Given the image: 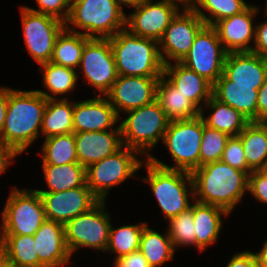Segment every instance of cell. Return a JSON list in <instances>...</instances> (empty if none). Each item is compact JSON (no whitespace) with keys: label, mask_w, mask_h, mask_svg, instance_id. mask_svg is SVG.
I'll use <instances>...</instances> for the list:
<instances>
[{"label":"cell","mask_w":267,"mask_h":267,"mask_svg":"<svg viewBox=\"0 0 267 267\" xmlns=\"http://www.w3.org/2000/svg\"><path fill=\"white\" fill-rule=\"evenodd\" d=\"M163 1H169V2H173L175 4H180L183 5V9H186V8H190L191 7V4H192V0H163ZM180 2V3H179Z\"/></svg>","instance_id":"816d5d0a"},{"label":"cell","mask_w":267,"mask_h":267,"mask_svg":"<svg viewBox=\"0 0 267 267\" xmlns=\"http://www.w3.org/2000/svg\"><path fill=\"white\" fill-rule=\"evenodd\" d=\"M0 267H17L15 264L7 261L1 254H0Z\"/></svg>","instance_id":"f5cc1de1"},{"label":"cell","mask_w":267,"mask_h":267,"mask_svg":"<svg viewBox=\"0 0 267 267\" xmlns=\"http://www.w3.org/2000/svg\"><path fill=\"white\" fill-rule=\"evenodd\" d=\"M227 54L216 30L212 26L205 25L180 62L214 84L223 74Z\"/></svg>","instance_id":"7c38bea8"},{"label":"cell","mask_w":267,"mask_h":267,"mask_svg":"<svg viewBox=\"0 0 267 267\" xmlns=\"http://www.w3.org/2000/svg\"><path fill=\"white\" fill-rule=\"evenodd\" d=\"M39 262L44 267H61L69 263L71 254L65 241V227L46 219L33 235Z\"/></svg>","instance_id":"44dd1931"},{"label":"cell","mask_w":267,"mask_h":267,"mask_svg":"<svg viewBox=\"0 0 267 267\" xmlns=\"http://www.w3.org/2000/svg\"><path fill=\"white\" fill-rule=\"evenodd\" d=\"M226 267H260L256 253L244 251L235 253Z\"/></svg>","instance_id":"ee69618b"},{"label":"cell","mask_w":267,"mask_h":267,"mask_svg":"<svg viewBox=\"0 0 267 267\" xmlns=\"http://www.w3.org/2000/svg\"><path fill=\"white\" fill-rule=\"evenodd\" d=\"M202 106L205 109L210 108L213 111L211 115L205 117L203 110H200V116L204 124L209 128L219 130L229 136H238L251 122L241 112L237 111L228 104L220 102L214 96H212Z\"/></svg>","instance_id":"83f0119b"},{"label":"cell","mask_w":267,"mask_h":267,"mask_svg":"<svg viewBox=\"0 0 267 267\" xmlns=\"http://www.w3.org/2000/svg\"><path fill=\"white\" fill-rule=\"evenodd\" d=\"M23 37L30 56L40 65L50 62L54 44L65 28L61 20L21 6Z\"/></svg>","instance_id":"8fae6325"},{"label":"cell","mask_w":267,"mask_h":267,"mask_svg":"<svg viewBox=\"0 0 267 267\" xmlns=\"http://www.w3.org/2000/svg\"><path fill=\"white\" fill-rule=\"evenodd\" d=\"M122 8L123 6H136L143 0H115Z\"/></svg>","instance_id":"f907efd6"},{"label":"cell","mask_w":267,"mask_h":267,"mask_svg":"<svg viewBox=\"0 0 267 267\" xmlns=\"http://www.w3.org/2000/svg\"><path fill=\"white\" fill-rule=\"evenodd\" d=\"M47 99L38 90L20 91L8 88V105L0 142L19 154L33 143L41 131Z\"/></svg>","instance_id":"7a4b0ae2"},{"label":"cell","mask_w":267,"mask_h":267,"mask_svg":"<svg viewBox=\"0 0 267 267\" xmlns=\"http://www.w3.org/2000/svg\"><path fill=\"white\" fill-rule=\"evenodd\" d=\"M47 99L43 113L41 133L45 138L74 133L73 103L66 98H58L38 90Z\"/></svg>","instance_id":"4316f807"},{"label":"cell","mask_w":267,"mask_h":267,"mask_svg":"<svg viewBox=\"0 0 267 267\" xmlns=\"http://www.w3.org/2000/svg\"><path fill=\"white\" fill-rule=\"evenodd\" d=\"M143 0L134 6V13L126 16V29L139 37L159 41L171 20L180 9L169 1Z\"/></svg>","instance_id":"9a60e30c"},{"label":"cell","mask_w":267,"mask_h":267,"mask_svg":"<svg viewBox=\"0 0 267 267\" xmlns=\"http://www.w3.org/2000/svg\"><path fill=\"white\" fill-rule=\"evenodd\" d=\"M110 39L118 75L161 77L164 64L158 41L139 37L126 28Z\"/></svg>","instance_id":"3957f363"},{"label":"cell","mask_w":267,"mask_h":267,"mask_svg":"<svg viewBox=\"0 0 267 267\" xmlns=\"http://www.w3.org/2000/svg\"><path fill=\"white\" fill-rule=\"evenodd\" d=\"M259 8L249 5L244 11L216 22L212 27L216 30L225 50L230 52H251V41L255 40L253 18Z\"/></svg>","instance_id":"ac0fdd59"},{"label":"cell","mask_w":267,"mask_h":267,"mask_svg":"<svg viewBox=\"0 0 267 267\" xmlns=\"http://www.w3.org/2000/svg\"><path fill=\"white\" fill-rule=\"evenodd\" d=\"M8 105V87H0V135L2 133Z\"/></svg>","instance_id":"c3c4849f"},{"label":"cell","mask_w":267,"mask_h":267,"mask_svg":"<svg viewBox=\"0 0 267 267\" xmlns=\"http://www.w3.org/2000/svg\"><path fill=\"white\" fill-rule=\"evenodd\" d=\"M257 122H267V77L258 89Z\"/></svg>","instance_id":"bcb514c9"},{"label":"cell","mask_w":267,"mask_h":267,"mask_svg":"<svg viewBox=\"0 0 267 267\" xmlns=\"http://www.w3.org/2000/svg\"><path fill=\"white\" fill-rule=\"evenodd\" d=\"M36 252L33 235H0V254L17 267H44Z\"/></svg>","instance_id":"f546056e"},{"label":"cell","mask_w":267,"mask_h":267,"mask_svg":"<svg viewBox=\"0 0 267 267\" xmlns=\"http://www.w3.org/2000/svg\"><path fill=\"white\" fill-rule=\"evenodd\" d=\"M205 25L202 18L191 8L183 9L182 13L178 12L158 41L163 64L170 63V60L180 62L189 52L198 32Z\"/></svg>","instance_id":"5bb4252c"},{"label":"cell","mask_w":267,"mask_h":267,"mask_svg":"<svg viewBox=\"0 0 267 267\" xmlns=\"http://www.w3.org/2000/svg\"><path fill=\"white\" fill-rule=\"evenodd\" d=\"M223 74L231 85L262 86L267 77V58L253 52H230Z\"/></svg>","instance_id":"7402d4cb"},{"label":"cell","mask_w":267,"mask_h":267,"mask_svg":"<svg viewBox=\"0 0 267 267\" xmlns=\"http://www.w3.org/2000/svg\"><path fill=\"white\" fill-rule=\"evenodd\" d=\"M253 46L251 52L267 58V21L255 25V40Z\"/></svg>","instance_id":"7bdbcfd3"},{"label":"cell","mask_w":267,"mask_h":267,"mask_svg":"<svg viewBox=\"0 0 267 267\" xmlns=\"http://www.w3.org/2000/svg\"><path fill=\"white\" fill-rule=\"evenodd\" d=\"M105 209V201H100L90 211L76 216L64 225L65 241L70 254L80 247L106 252L112 224Z\"/></svg>","instance_id":"30bf717a"},{"label":"cell","mask_w":267,"mask_h":267,"mask_svg":"<svg viewBox=\"0 0 267 267\" xmlns=\"http://www.w3.org/2000/svg\"><path fill=\"white\" fill-rule=\"evenodd\" d=\"M127 113V118L119 124L122 144L140 155L145 153L149 159L152 154L147 150L154 148L160 139L163 141L170 120L156 100Z\"/></svg>","instance_id":"8992f818"},{"label":"cell","mask_w":267,"mask_h":267,"mask_svg":"<svg viewBox=\"0 0 267 267\" xmlns=\"http://www.w3.org/2000/svg\"><path fill=\"white\" fill-rule=\"evenodd\" d=\"M248 192H250L257 201L267 204L266 170H254L249 174Z\"/></svg>","instance_id":"b9f144b4"},{"label":"cell","mask_w":267,"mask_h":267,"mask_svg":"<svg viewBox=\"0 0 267 267\" xmlns=\"http://www.w3.org/2000/svg\"><path fill=\"white\" fill-rule=\"evenodd\" d=\"M221 160L238 170L246 172L248 175L252 172L247 166L243 145L239 136H230Z\"/></svg>","instance_id":"ab89813d"},{"label":"cell","mask_w":267,"mask_h":267,"mask_svg":"<svg viewBox=\"0 0 267 267\" xmlns=\"http://www.w3.org/2000/svg\"><path fill=\"white\" fill-rule=\"evenodd\" d=\"M41 151L42 165L78 163L74 133L45 138Z\"/></svg>","instance_id":"836d02e7"},{"label":"cell","mask_w":267,"mask_h":267,"mask_svg":"<svg viewBox=\"0 0 267 267\" xmlns=\"http://www.w3.org/2000/svg\"><path fill=\"white\" fill-rule=\"evenodd\" d=\"M229 138L228 134L204 125L200 146V167L220 161Z\"/></svg>","instance_id":"f35d334b"},{"label":"cell","mask_w":267,"mask_h":267,"mask_svg":"<svg viewBox=\"0 0 267 267\" xmlns=\"http://www.w3.org/2000/svg\"><path fill=\"white\" fill-rule=\"evenodd\" d=\"M192 204L195 225V247L201 252L217 242L221 231V215L227 217L229 213L217 206L203 204L197 201Z\"/></svg>","instance_id":"d4e9b609"},{"label":"cell","mask_w":267,"mask_h":267,"mask_svg":"<svg viewBox=\"0 0 267 267\" xmlns=\"http://www.w3.org/2000/svg\"><path fill=\"white\" fill-rule=\"evenodd\" d=\"M146 224L125 225L116 229L111 225L106 251L116 254L114 262L139 250L141 235Z\"/></svg>","instance_id":"d590c367"},{"label":"cell","mask_w":267,"mask_h":267,"mask_svg":"<svg viewBox=\"0 0 267 267\" xmlns=\"http://www.w3.org/2000/svg\"><path fill=\"white\" fill-rule=\"evenodd\" d=\"M159 78L119 75L105 97L120 117V112L124 113L153 103L156 100Z\"/></svg>","instance_id":"2e32d148"},{"label":"cell","mask_w":267,"mask_h":267,"mask_svg":"<svg viewBox=\"0 0 267 267\" xmlns=\"http://www.w3.org/2000/svg\"><path fill=\"white\" fill-rule=\"evenodd\" d=\"M46 219L37 189L19 190L14 187L2 211L0 235H34Z\"/></svg>","instance_id":"ba28073f"},{"label":"cell","mask_w":267,"mask_h":267,"mask_svg":"<svg viewBox=\"0 0 267 267\" xmlns=\"http://www.w3.org/2000/svg\"><path fill=\"white\" fill-rule=\"evenodd\" d=\"M40 71L43 72L45 88L53 95H63L76 88L78 73L72 68L56 65L50 61L41 64Z\"/></svg>","instance_id":"8d00e7d4"},{"label":"cell","mask_w":267,"mask_h":267,"mask_svg":"<svg viewBox=\"0 0 267 267\" xmlns=\"http://www.w3.org/2000/svg\"><path fill=\"white\" fill-rule=\"evenodd\" d=\"M261 86L231 85L222 74L213 84V96L241 112L250 121L257 122V97Z\"/></svg>","instance_id":"cb8c5ba5"},{"label":"cell","mask_w":267,"mask_h":267,"mask_svg":"<svg viewBox=\"0 0 267 267\" xmlns=\"http://www.w3.org/2000/svg\"><path fill=\"white\" fill-rule=\"evenodd\" d=\"M191 176L194 201L220 207L229 214L248 192L249 175L222 160L198 167Z\"/></svg>","instance_id":"6da1fadb"},{"label":"cell","mask_w":267,"mask_h":267,"mask_svg":"<svg viewBox=\"0 0 267 267\" xmlns=\"http://www.w3.org/2000/svg\"><path fill=\"white\" fill-rule=\"evenodd\" d=\"M169 226L166 232L174 245V248L180 246H195V225L191 207L182 211L179 215L168 220Z\"/></svg>","instance_id":"74e56055"},{"label":"cell","mask_w":267,"mask_h":267,"mask_svg":"<svg viewBox=\"0 0 267 267\" xmlns=\"http://www.w3.org/2000/svg\"><path fill=\"white\" fill-rule=\"evenodd\" d=\"M43 172L48 191L37 190V192H59L87 186L86 168L79 163H68L61 166L43 165Z\"/></svg>","instance_id":"1f68e13d"},{"label":"cell","mask_w":267,"mask_h":267,"mask_svg":"<svg viewBox=\"0 0 267 267\" xmlns=\"http://www.w3.org/2000/svg\"><path fill=\"white\" fill-rule=\"evenodd\" d=\"M38 9L27 7L28 9L55 17L62 22H66L70 13V6L66 0H36Z\"/></svg>","instance_id":"60d3db41"},{"label":"cell","mask_w":267,"mask_h":267,"mask_svg":"<svg viewBox=\"0 0 267 267\" xmlns=\"http://www.w3.org/2000/svg\"><path fill=\"white\" fill-rule=\"evenodd\" d=\"M241 139L247 166L252 170L267 167V122L251 121L238 135Z\"/></svg>","instance_id":"f1b7e54d"},{"label":"cell","mask_w":267,"mask_h":267,"mask_svg":"<svg viewBox=\"0 0 267 267\" xmlns=\"http://www.w3.org/2000/svg\"><path fill=\"white\" fill-rule=\"evenodd\" d=\"M19 153L10 145L0 142V174L11 165L12 159H14Z\"/></svg>","instance_id":"7dc6e473"},{"label":"cell","mask_w":267,"mask_h":267,"mask_svg":"<svg viewBox=\"0 0 267 267\" xmlns=\"http://www.w3.org/2000/svg\"><path fill=\"white\" fill-rule=\"evenodd\" d=\"M162 75L156 88V101L161 105L170 121L187 120L200 116V109L184 96L167 78Z\"/></svg>","instance_id":"484cf974"},{"label":"cell","mask_w":267,"mask_h":267,"mask_svg":"<svg viewBox=\"0 0 267 267\" xmlns=\"http://www.w3.org/2000/svg\"><path fill=\"white\" fill-rule=\"evenodd\" d=\"M137 151L122 146L118 151L86 168V185L100 200L105 201L109 189L133 177L145 163Z\"/></svg>","instance_id":"9c48e42d"},{"label":"cell","mask_w":267,"mask_h":267,"mask_svg":"<svg viewBox=\"0 0 267 267\" xmlns=\"http://www.w3.org/2000/svg\"><path fill=\"white\" fill-rule=\"evenodd\" d=\"M126 16L115 0H81L70 7L65 28L73 24L86 37L109 39L125 29Z\"/></svg>","instance_id":"5b68a950"},{"label":"cell","mask_w":267,"mask_h":267,"mask_svg":"<svg viewBox=\"0 0 267 267\" xmlns=\"http://www.w3.org/2000/svg\"><path fill=\"white\" fill-rule=\"evenodd\" d=\"M74 138L78 163L85 168L123 146L120 126L104 131L75 132Z\"/></svg>","instance_id":"d6986e66"},{"label":"cell","mask_w":267,"mask_h":267,"mask_svg":"<svg viewBox=\"0 0 267 267\" xmlns=\"http://www.w3.org/2000/svg\"><path fill=\"white\" fill-rule=\"evenodd\" d=\"M248 6L244 0H192L190 8L207 26H213L222 19L241 13ZM205 11L209 12L210 16H207Z\"/></svg>","instance_id":"e575fe53"},{"label":"cell","mask_w":267,"mask_h":267,"mask_svg":"<svg viewBox=\"0 0 267 267\" xmlns=\"http://www.w3.org/2000/svg\"><path fill=\"white\" fill-rule=\"evenodd\" d=\"M204 125L201 116L170 121L164 134L163 143L167 146L175 164L169 166L155 156H151L149 159L160 167L191 173L200 167V146Z\"/></svg>","instance_id":"52a82bcc"},{"label":"cell","mask_w":267,"mask_h":267,"mask_svg":"<svg viewBox=\"0 0 267 267\" xmlns=\"http://www.w3.org/2000/svg\"><path fill=\"white\" fill-rule=\"evenodd\" d=\"M79 68L88 84L100 91L98 96H105L119 76L110 39L91 38L85 44Z\"/></svg>","instance_id":"4fadbf2b"},{"label":"cell","mask_w":267,"mask_h":267,"mask_svg":"<svg viewBox=\"0 0 267 267\" xmlns=\"http://www.w3.org/2000/svg\"><path fill=\"white\" fill-rule=\"evenodd\" d=\"M114 267H150L143 254L138 250L113 263Z\"/></svg>","instance_id":"f6af8a7d"},{"label":"cell","mask_w":267,"mask_h":267,"mask_svg":"<svg viewBox=\"0 0 267 267\" xmlns=\"http://www.w3.org/2000/svg\"><path fill=\"white\" fill-rule=\"evenodd\" d=\"M90 39L73 27L64 28L55 41L51 62L74 70L79 68L83 49Z\"/></svg>","instance_id":"4dcf8cb0"},{"label":"cell","mask_w":267,"mask_h":267,"mask_svg":"<svg viewBox=\"0 0 267 267\" xmlns=\"http://www.w3.org/2000/svg\"><path fill=\"white\" fill-rule=\"evenodd\" d=\"M73 102V128L75 132L104 131L114 128L119 117L109 100L98 96Z\"/></svg>","instance_id":"ffe728a7"},{"label":"cell","mask_w":267,"mask_h":267,"mask_svg":"<svg viewBox=\"0 0 267 267\" xmlns=\"http://www.w3.org/2000/svg\"><path fill=\"white\" fill-rule=\"evenodd\" d=\"M66 1L69 4V6L71 7L73 4H75L76 2L81 1V0H66Z\"/></svg>","instance_id":"db71d44e"},{"label":"cell","mask_w":267,"mask_h":267,"mask_svg":"<svg viewBox=\"0 0 267 267\" xmlns=\"http://www.w3.org/2000/svg\"><path fill=\"white\" fill-rule=\"evenodd\" d=\"M260 267H267V240L262 246V249L256 253Z\"/></svg>","instance_id":"681fc988"},{"label":"cell","mask_w":267,"mask_h":267,"mask_svg":"<svg viewBox=\"0 0 267 267\" xmlns=\"http://www.w3.org/2000/svg\"><path fill=\"white\" fill-rule=\"evenodd\" d=\"M164 76L184 95L187 96L200 110L201 103H206L213 96V84L203 76L198 75L181 62L164 65ZM203 101V102H202Z\"/></svg>","instance_id":"603a6c76"},{"label":"cell","mask_w":267,"mask_h":267,"mask_svg":"<svg viewBox=\"0 0 267 267\" xmlns=\"http://www.w3.org/2000/svg\"><path fill=\"white\" fill-rule=\"evenodd\" d=\"M48 220L66 224L76 216L90 211L100 200L88 186L59 192H38Z\"/></svg>","instance_id":"e0dca14e"},{"label":"cell","mask_w":267,"mask_h":267,"mask_svg":"<svg viewBox=\"0 0 267 267\" xmlns=\"http://www.w3.org/2000/svg\"><path fill=\"white\" fill-rule=\"evenodd\" d=\"M145 162L144 166L147 168L148 178L144 177L142 180L150 184L157 204L165 215L164 220H169L190 208V195L194 201L191 173L160 167L150 159H146Z\"/></svg>","instance_id":"277c9868"},{"label":"cell","mask_w":267,"mask_h":267,"mask_svg":"<svg viewBox=\"0 0 267 267\" xmlns=\"http://www.w3.org/2000/svg\"><path fill=\"white\" fill-rule=\"evenodd\" d=\"M175 250L168 232L162 235L150 229L147 224L144 226L139 251L150 267H160L166 261L172 260Z\"/></svg>","instance_id":"d6a6232c"}]
</instances>
